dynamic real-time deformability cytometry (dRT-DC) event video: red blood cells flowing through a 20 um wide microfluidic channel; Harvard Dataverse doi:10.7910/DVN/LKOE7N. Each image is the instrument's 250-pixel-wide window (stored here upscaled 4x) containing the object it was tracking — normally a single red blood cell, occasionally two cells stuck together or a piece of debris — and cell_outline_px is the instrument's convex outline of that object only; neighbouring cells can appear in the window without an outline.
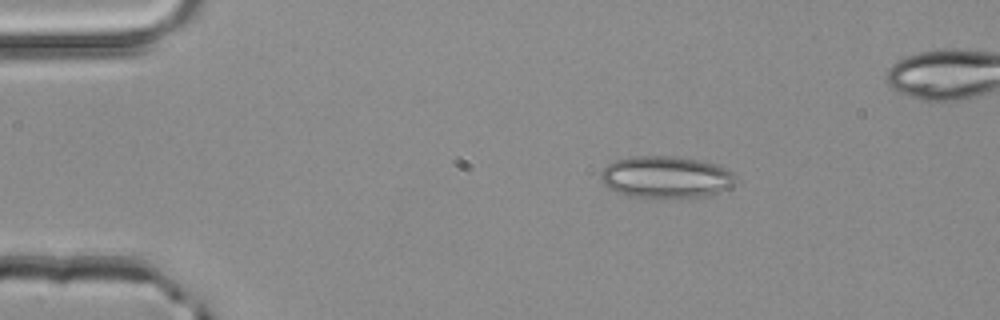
{"species": "common noctule bat (a hibernating species)", "species_latin": "Nyctalus noctula", "temperature_condition": "room temperature", "stored_images_in_passage": 4, "camera_frame_rate_fps": 3000, "um_per_image_px": 0.085, "animal": {"sex": "male", "body_mass_g": 20.4}, "frame": {"image": 1, "passage_image": 2, "time_ms": 0.333, "image_size_px": [1000, 320], "cell_outline_px": [[736, 176], [732, 184], [716, 192], [704, 196], [636, 196], [616, 192], [608, 188], [600, 180], [600, 172], [608, 164], [616, 160], [628, 156], [676, 156], [700, 160], [716, 164], [732, 172]], "centroid_in_image_um": [56.54, 15.01], "position_along_channel_um": 28.5, "area_um2": 32.25}}